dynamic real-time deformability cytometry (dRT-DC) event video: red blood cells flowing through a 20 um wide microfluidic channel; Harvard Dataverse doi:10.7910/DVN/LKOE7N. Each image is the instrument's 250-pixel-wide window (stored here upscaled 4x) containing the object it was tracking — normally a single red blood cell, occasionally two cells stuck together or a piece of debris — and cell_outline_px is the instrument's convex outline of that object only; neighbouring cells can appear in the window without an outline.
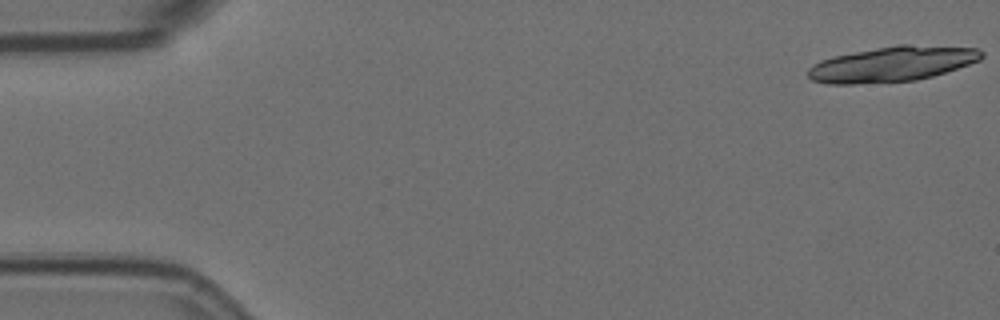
{"species": "Egyptian fruit bat (a non-hibernating species)", "species_latin": "Rousettus aegyptiacus", "temperature_condition": "room temperature", "stored_images_in_passage": 24, "camera_frame_rate_fps": 3000, "um_per_image_px": 0.085, "animal": {"sex": "female"}, "frame": {"image": 1, "passage_image": 1, "time_ms": 0.0, "image_size_px": [1000, 320], "cell_outline_px": [[984, 56], [980, 60], [932, 76], [916, 80], [852, 84], [828, 84], [812, 80], [808, 76], [808, 68], [812, 64], [820, 60], [832, 56], [896, 44], [908, 44], [980, 48], [984, 52]], "centroid_in_image_um": [75.82, 5.43], "position_along_channel_um": 9.2, "area_um2": 35.66}}